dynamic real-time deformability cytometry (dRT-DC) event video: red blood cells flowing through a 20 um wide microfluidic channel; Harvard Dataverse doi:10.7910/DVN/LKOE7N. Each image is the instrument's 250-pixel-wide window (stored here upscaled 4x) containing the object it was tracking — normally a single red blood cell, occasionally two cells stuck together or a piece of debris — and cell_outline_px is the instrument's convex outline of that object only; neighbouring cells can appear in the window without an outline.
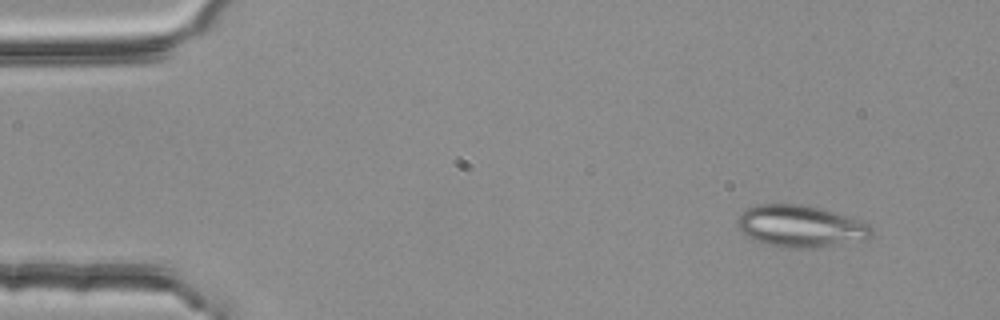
{"species": "common noctule bat (a hibernating species)", "species_latin": "Nyctalus noctula", "temperature_condition": "room temperature", "stored_images_in_passage": 4, "camera_frame_rate_fps": 3000, "um_per_image_px": 0.085, "animal": {"sex": "female", "body_mass_g": 25.1}, "frame": {"image": 1, "passage_image": 1, "time_ms": 0.0, "image_size_px": [1000, 320], "cell_outline_px": [[872, 236], [868, 240], [804, 248], [788, 248], [768, 244], [756, 240], [748, 236], [736, 224], [736, 220], [748, 208], [756, 204], [804, 204], [820, 208], [864, 220], [872, 228]], "centroid_in_image_um": [68.11, 19.21], "position_along_channel_um": 16.9, "area_um2": 32.6}}